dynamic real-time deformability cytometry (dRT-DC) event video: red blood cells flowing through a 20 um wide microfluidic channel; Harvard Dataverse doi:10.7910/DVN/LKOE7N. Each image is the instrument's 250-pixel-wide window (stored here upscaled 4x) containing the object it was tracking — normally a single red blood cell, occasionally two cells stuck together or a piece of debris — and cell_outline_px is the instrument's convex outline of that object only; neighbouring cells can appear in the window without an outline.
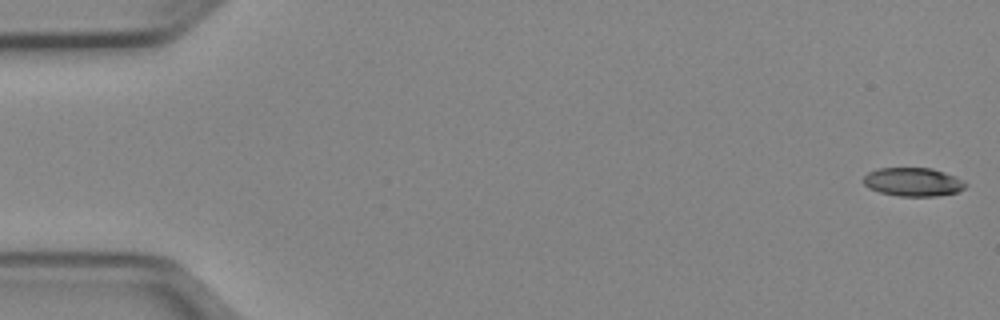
{"species": "Egyptian fruit bat (a non-hibernating species)", "species_latin": "Rousettus aegyptiacus", "temperature_condition": "cold", "stored_images_in_passage": 51, "camera_frame_rate_fps": 3000, "um_per_image_px": 0.085, "animal": {"sex": "female"}, "frame": {"image": 1, "passage_image": 1, "time_ms": 0.0, "image_size_px": [1000, 320], "cell_outline_px": [[968, 184], [964, 188], [956, 192], [936, 196], [900, 196], [880, 192], [868, 188], [864, 184], [864, 176], [868, 172], [876, 168], [932, 168], [956, 176], [964, 180]], "centroid_in_image_um": [77.62, 15.46], "position_along_channel_um": 7.4, "area_um2": 17.05}}
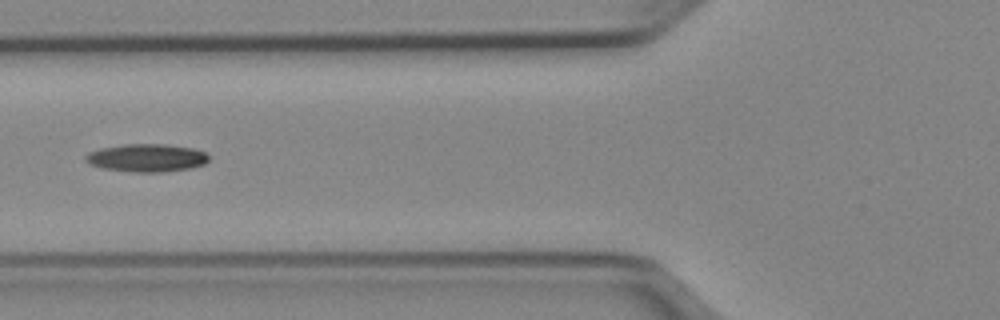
{"frame": {"image": 2, "passage_image": 20, "time_ms": 6.333, "image_size_px": [1000, 320], "cell_outline_px": [[208, 160], [204, 164], [192, 168], [164, 172], [132, 172], [100, 168], [88, 164], [84, 160], [84, 156], [88, 152], [100, 148], [124, 144], [164, 144], [192, 148], [204, 152], [208, 156]], "centroid_in_image_um": [12.41, 13.42], "position_along_channel_um": 113.4, "area_um2": 20.23}}
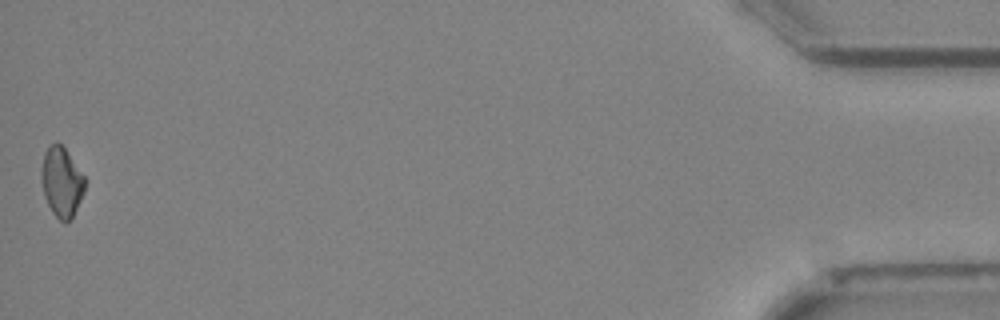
{"frame": {"image": 3, "passage_image": 51, "time_ms": 16.667, "image_size_px": [1000, 320], "cell_outline_px": [[84, 192], [72, 216], [64, 224], [52, 212], [44, 196], [40, 180], [40, 172], [44, 152], [48, 144], [56, 140], [64, 148], [84, 176]], "centroid_in_image_um": [5.19, 15.43], "position_along_channel_um": 430.0, "area_um2": 17.63}, "authors_computed_cell_mechanics": {"area_um2": 18.1492, "velocity_mm_per_s": 3.9768, "shape_relaxation_time_tau1_ms": 9.2144, "shape_relaxation_time_tau2_ms": null, "deformation_change_tau1": 0.1816, "deformation_change_tau2": null}}